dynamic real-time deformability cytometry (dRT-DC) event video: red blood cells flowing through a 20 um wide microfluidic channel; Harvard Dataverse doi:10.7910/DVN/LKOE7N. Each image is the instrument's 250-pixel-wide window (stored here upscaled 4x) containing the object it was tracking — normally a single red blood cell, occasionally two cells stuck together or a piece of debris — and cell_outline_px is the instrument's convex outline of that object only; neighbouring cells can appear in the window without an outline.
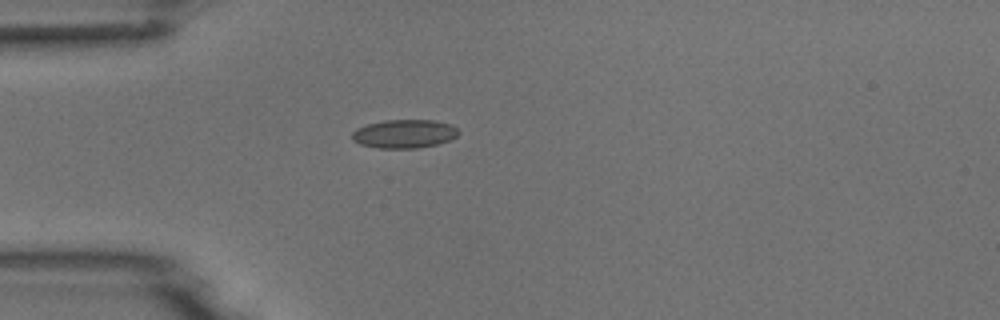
{"species": "common noctule bat (a hibernating species)", "species_latin": "Nyctalus noctula", "temperature_condition": "room temperature", "stored_images_in_passage": 2, "camera_frame_rate_fps": 3000, "um_per_image_px": 0.085, "animal": {"sex": "male", "body_mass_g": 18.8}, "frame": {"image": 1, "passage_image": 1, "time_ms": 0.0, "image_size_px": [1000, 320], "cell_outline_px": [[460, 132], [452, 140], [436, 144], [416, 148], [376, 148], [360, 144], [352, 140], [352, 132], [356, 128], [368, 124], [384, 120], [432, 120], [452, 124]], "centroid_in_image_um": [34.36, 11.37], "position_along_channel_um": 50.6, "area_um2": 17.8}}